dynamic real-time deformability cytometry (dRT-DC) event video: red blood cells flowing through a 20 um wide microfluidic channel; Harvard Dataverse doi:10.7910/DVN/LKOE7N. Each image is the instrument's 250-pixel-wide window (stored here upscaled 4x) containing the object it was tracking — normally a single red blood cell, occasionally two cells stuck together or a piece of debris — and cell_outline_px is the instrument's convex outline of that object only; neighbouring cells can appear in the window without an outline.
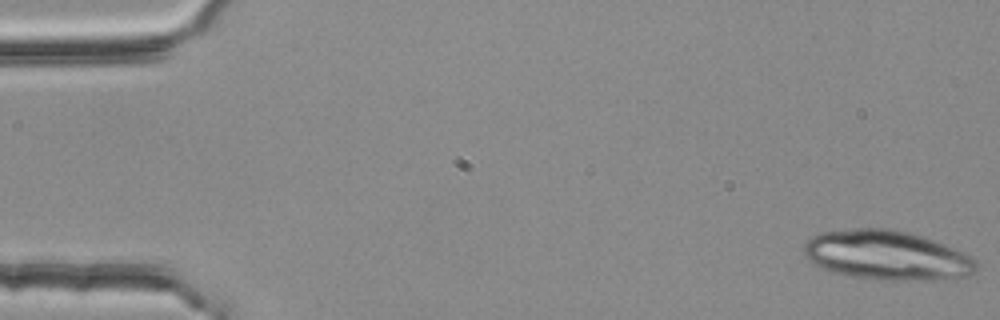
{"species": "common noctule bat (a hibernating species)", "species_latin": "Nyctalus noctula", "temperature_condition": "room temperature", "stored_images_in_passage": 27, "camera_frame_rate_fps": 3000, "um_per_image_px": 0.085, "animal": {"sex": "female", "body_mass_g": 25.1}, "frame": {"image": 1, "passage_image": 1, "time_ms": 0.0, "image_size_px": [1000, 320], "cell_outline_px": [[980, 264], [968, 276], [952, 280], [884, 280], [852, 276], [832, 272], [820, 268], [808, 260], [804, 256], [804, 240], [820, 232], [856, 228], [892, 228], [924, 236], [964, 252], [972, 256]], "centroid_in_image_um": [75.4, 21.7], "position_along_channel_um": 9.6, "area_um2": 50.46}}